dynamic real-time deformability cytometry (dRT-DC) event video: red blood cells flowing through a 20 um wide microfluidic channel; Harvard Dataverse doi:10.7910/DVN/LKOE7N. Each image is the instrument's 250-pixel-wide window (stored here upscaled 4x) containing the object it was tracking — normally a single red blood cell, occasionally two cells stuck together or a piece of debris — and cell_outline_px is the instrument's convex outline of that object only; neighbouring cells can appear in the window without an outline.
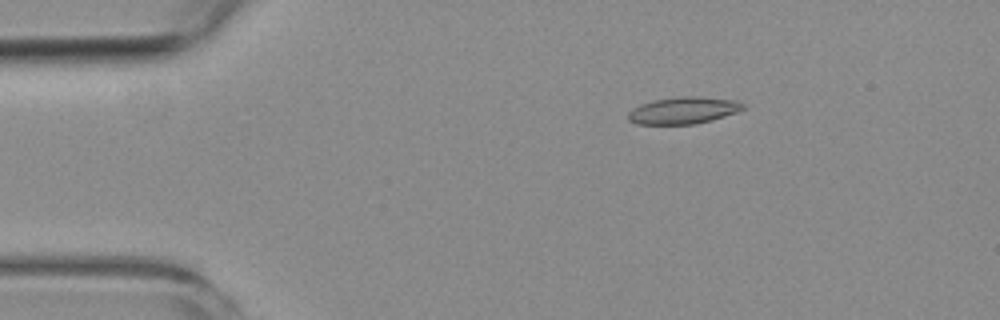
{"species": "common noctule bat (a hibernating species)", "species_latin": "Nyctalus noctula", "temperature_condition": "room temperature", "stored_images_in_passage": 5, "camera_frame_rate_fps": 3000, "um_per_image_px": 0.085, "animal": {"sex": "female", "body_mass_g": 19.3, "forearm_length_mm": 54.1}, "frame": {"image": 1, "passage_image": 3, "time_ms": 2.333, "image_size_px": [1000, 320], "cell_outline_px": [[744, 108], [736, 112], [712, 120], [696, 124], [636, 124], [628, 120], [628, 112], [632, 108], [640, 104], [652, 100], [680, 96], [700, 96], [736, 100], [744, 104]], "centroid_in_image_um": [58.06, 9.38], "position_along_channel_um": 26.9, "area_um2": 18.15}}